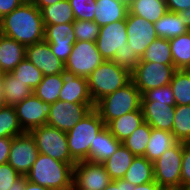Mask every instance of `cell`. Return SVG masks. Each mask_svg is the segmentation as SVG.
Segmentation results:
<instances>
[{"label": "cell", "instance_id": "obj_1", "mask_svg": "<svg viewBox=\"0 0 190 190\" xmlns=\"http://www.w3.org/2000/svg\"><path fill=\"white\" fill-rule=\"evenodd\" d=\"M0 33L24 46L43 41L44 24L41 11L32 1L22 2L0 19Z\"/></svg>", "mask_w": 190, "mask_h": 190}, {"label": "cell", "instance_id": "obj_2", "mask_svg": "<svg viewBox=\"0 0 190 190\" xmlns=\"http://www.w3.org/2000/svg\"><path fill=\"white\" fill-rule=\"evenodd\" d=\"M74 165L39 153L26 178L52 190H71Z\"/></svg>", "mask_w": 190, "mask_h": 190}, {"label": "cell", "instance_id": "obj_3", "mask_svg": "<svg viewBox=\"0 0 190 190\" xmlns=\"http://www.w3.org/2000/svg\"><path fill=\"white\" fill-rule=\"evenodd\" d=\"M106 125L93 108L72 129L66 132L68 149L76 161H90V145Z\"/></svg>", "mask_w": 190, "mask_h": 190}, {"label": "cell", "instance_id": "obj_4", "mask_svg": "<svg viewBox=\"0 0 190 190\" xmlns=\"http://www.w3.org/2000/svg\"><path fill=\"white\" fill-rule=\"evenodd\" d=\"M131 80V73L111 60H105L87 77L93 103L120 89Z\"/></svg>", "mask_w": 190, "mask_h": 190}, {"label": "cell", "instance_id": "obj_5", "mask_svg": "<svg viewBox=\"0 0 190 190\" xmlns=\"http://www.w3.org/2000/svg\"><path fill=\"white\" fill-rule=\"evenodd\" d=\"M140 108L141 93L132 80L120 89L104 96L95 103L94 107L105 125L113 119Z\"/></svg>", "mask_w": 190, "mask_h": 190}, {"label": "cell", "instance_id": "obj_6", "mask_svg": "<svg viewBox=\"0 0 190 190\" xmlns=\"http://www.w3.org/2000/svg\"><path fill=\"white\" fill-rule=\"evenodd\" d=\"M29 133L34 138L39 153L68 164L77 163L69 152L66 132L44 124Z\"/></svg>", "mask_w": 190, "mask_h": 190}, {"label": "cell", "instance_id": "obj_7", "mask_svg": "<svg viewBox=\"0 0 190 190\" xmlns=\"http://www.w3.org/2000/svg\"><path fill=\"white\" fill-rule=\"evenodd\" d=\"M182 142H176L153 162L154 180L163 189L181 188Z\"/></svg>", "mask_w": 190, "mask_h": 190}, {"label": "cell", "instance_id": "obj_8", "mask_svg": "<svg viewBox=\"0 0 190 190\" xmlns=\"http://www.w3.org/2000/svg\"><path fill=\"white\" fill-rule=\"evenodd\" d=\"M176 70L174 64L139 61L131 72V80L142 94L145 91L170 84Z\"/></svg>", "mask_w": 190, "mask_h": 190}, {"label": "cell", "instance_id": "obj_9", "mask_svg": "<svg viewBox=\"0 0 190 190\" xmlns=\"http://www.w3.org/2000/svg\"><path fill=\"white\" fill-rule=\"evenodd\" d=\"M105 59L92 41H76L65 62V70L87 78Z\"/></svg>", "mask_w": 190, "mask_h": 190}, {"label": "cell", "instance_id": "obj_10", "mask_svg": "<svg viewBox=\"0 0 190 190\" xmlns=\"http://www.w3.org/2000/svg\"><path fill=\"white\" fill-rule=\"evenodd\" d=\"M94 107V103H69L68 101L57 100L50 106L47 124L67 132Z\"/></svg>", "mask_w": 190, "mask_h": 190}, {"label": "cell", "instance_id": "obj_11", "mask_svg": "<svg viewBox=\"0 0 190 190\" xmlns=\"http://www.w3.org/2000/svg\"><path fill=\"white\" fill-rule=\"evenodd\" d=\"M111 181L102 163L79 161L73 167L71 190H104Z\"/></svg>", "mask_w": 190, "mask_h": 190}, {"label": "cell", "instance_id": "obj_12", "mask_svg": "<svg viewBox=\"0 0 190 190\" xmlns=\"http://www.w3.org/2000/svg\"><path fill=\"white\" fill-rule=\"evenodd\" d=\"M39 154L36 142L29 132H24L11 140L8 164L21 176H26Z\"/></svg>", "mask_w": 190, "mask_h": 190}, {"label": "cell", "instance_id": "obj_13", "mask_svg": "<svg viewBox=\"0 0 190 190\" xmlns=\"http://www.w3.org/2000/svg\"><path fill=\"white\" fill-rule=\"evenodd\" d=\"M50 103L42 101L34 93L16 104L15 110L19 124L24 132L47 124L50 114Z\"/></svg>", "mask_w": 190, "mask_h": 190}, {"label": "cell", "instance_id": "obj_14", "mask_svg": "<svg viewBox=\"0 0 190 190\" xmlns=\"http://www.w3.org/2000/svg\"><path fill=\"white\" fill-rule=\"evenodd\" d=\"M125 20L128 36L127 43L141 57L145 53L146 48L158 38L154 23L129 12Z\"/></svg>", "mask_w": 190, "mask_h": 190}, {"label": "cell", "instance_id": "obj_15", "mask_svg": "<svg viewBox=\"0 0 190 190\" xmlns=\"http://www.w3.org/2000/svg\"><path fill=\"white\" fill-rule=\"evenodd\" d=\"M44 41L49 43L52 52L65 63L76 42L73 22L44 25Z\"/></svg>", "mask_w": 190, "mask_h": 190}, {"label": "cell", "instance_id": "obj_16", "mask_svg": "<svg viewBox=\"0 0 190 190\" xmlns=\"http://www.w3.org/2000/svg\"><path fill=\"white\" fill-rule=\"evenodd\" d=\"M126 20L100 27L96 47L105 60H112L117 50L127 43Z\"/></svg>", "mask_w": 190, "mask_h": 190}, {"label": "cell", "instance_id": "obj_17", "mask_svg": "<svg viewBox=\"0 0 190 190\" xmlns=\"http://www.w3.org/2000/svg\"><path fill=\"white\" fill-rule=\"evenodd\" d=\"M25 58L32 62L43 76L61 74L65 70V63L52 52L49 43L44 40L26 46Z\"/></svg>", "mask_w": 190, "mask_h": 190}, {"label": "cell", "instance_id": "obj_18", "mask_svg": "<svg viewBox=\"0 0 190 190\" xmlns=\"http://www.w3.org/2000/svg\"><path fill=\"white\" fill-rule=\"evenodd\" d=\"M141 109L144 121L152 128L172 131L175 106L169 102L141 101Z\"/></svg>", "mask_w": 190, "mask_h": 190}, {"label": "cell", "instance_id": "obj_19", "mask_svg": "<svg viewBox=\"0 0 190 190\" xmlns=\"http://www.w3.org/2000/svg\"><path fill=\"white\" fill-rule=\"evenodd\" d=\"M61 76L64 83L58 100L69 103H93L88 90L87 78L76 76L67 70H64Z\"/></svg>", "mask_w": 190, "mask_h": 190}, {"label": "cell", "instance_id": "obj_20", "mask_svg": "<svg viewBox=\"0 0 190 190\" xmlns=\"http://www.w3.org/2000/svg\"><path fill=\"white\" fill-rule=\"evenodd\" d=\"M128 13L126 0H96L94 22L100 27L125 20Z\"/></svg>", "mask_w": 190, "mask_h": 190}, {"label": "cell", "instance_id": "obj_21", "mask_svg": "<svg viewBox=\"0 0 190 190\" xmlns=\"http://www.w3.org/2000/svg\"><path fill=\"white\" fill-rule=\"evenodd\" d=\"M26 46L0 33V68L11 73L25 59Z\"/></svg>", "mask_w": 190, "mask_h": 190}, {"label": "cell", "instance_id": "obj_22", "mask_svg": "<svg viewBox=\"0 0 190 190\" xmlns=\"http://www.w3.org/2000/svg\"><path fill=\"white\" fill-rule=\"evenodd\" d=\"M121 144L110 132L107 126L95 136L90 145V162L102 163L109 158Z\"/></svg>", "mask_w": 190, "mask_h": 190}, {"label": "cell", "instance_id": "obj_23", "mask_svg": "<svg viewBox=\"0 0 190 190\" xmlns=\"http://www.w3.org/2000/svg\"><path fill=\"white\" fill-rule=\"evenodd\" d=\"M144 122L142 109L140 108L111 120L106 126L112 135L122 143Z\"/></svg>", "mask_w": 190, "mask_h": 190}, {"label": "cell", "instance_id": "obj_24", "mask_svg": "<svg viewBox=\"0 0 190 190\" xmlns=\"http://www.w3.org/2000/svg\"><path fill=\"white\" fill-rule=\"evenodd\" d=\"M1 83L6 106H15L33 94V89L28 84L21 82L11 73H4Z\"/></svg>", "mask_w": 190, "mask_h": 190}, {"label": "cell", "instance_id": "obj_25", "mask_svg": "<svg viewBox=\"0 0 190 190\" xmlns=\"http://www.w3.org/2000/svg\"><path fill=\"white\" fill-rule=\"evenodd\" d=\"M165 0H131L128 2V12L155 23L167 13Z\"/></svg>", "mask_w": 190, "mask_h": 190}, {"label": "cell", "instance_id": "obj_26", "mask_svg": "<svg viewBox=\"0 0 190 190\" xmlns=\"http://www.w3.org/2000/svg\"><path fill=\"white\" fill-rule=\"evenodd\" d=\"M134 158L135 155L121 143L117 150L102 164L111 180L122 179Z\"/></svg>", "mask_w": 190, "mask_h": 190}, {"label": "cell", "instance_id": "obj_27", "mask_svg": "<svg viewBox=\"0 0 190 190\" xmlns=\"http://www.w3.org/2000/svg\"><path fill=\"white\" fill-rule=\"evenodd\" d=\"M182 17L175 12L167 13L154 23L158 38L171 39L188 33L190 30L183 24Z\"/></svg>", "mask_w": 190, "mask_h": 190}, {"label": "cell", "instance_id": "obj_28", "mask_svg": "<svg viewBox=\"0 0 190 190\" xmlns=\"http://www.w3.org/2000/svg\"><path fill=\"white\" fill-rule=\"evenodd\" d=\"M122 179L135 186L155 181L153 162L144 156H135Z\"/></svg>", "mask_w": 190, "mask_h": 190}, {"label": "cell", "instance_id": "obj_29", "mask_svg": "<svg viewBox=\"0 0 190 190\" xmlns=\"http://www.w3.org/2000/svg\"><path fill=\"white\" fill-rule=\"evenodd\" d=\"M176 142L177 141L175 140L172 132L151 127V135L146 146L144 157L149 161L154 162Z\"/></svg>", "mask_w": 190, "mask_h": 190}, {"label": "cell", "instance_id": "obj_30", "mask_svg": "<svg viewBox=\"0 0 190 190\" xmlns=\"http://www.w3.org/2000/svg\"><path fill=\"white\" fill-rule=\"evenodd\" d=\"M44 25L64 24L74 22V14L69 0H61L41 10Z\"/></svg>", "mask_w": 190, "mask_h": 190}, {"label": "cell", "instance_id": "obj_31", "mask_svg": "<svg viewBox=\"0 0 190 190\" xmlns=\"http://www.w3.org/2000/svg\"><path fill=\"white\" fill-rule=\"evenodd\" d=\"M173 64L176 69H190V32L169 39Z\"/></svg>", "mask_w": 190, "mask_h": 190}, {"label": "cell", "instance_id": "obj_32", "mask_svg": "<svg viewBox=\"0 0 190 190\" xmlns=\"http://www.w3.org/2000/svg\"><path fill=\"white\" fill-rule=\"evenodd\" d=\"M63 83L61 74L43 76L33 93L42 101L53 104L58 100Z\"/></svg>", "mask_w": 190, "mask_h": 190}, {"label": "cell", "instance_id": "obj_33", "mask_svg": "<svg viewBox=\"0 0 190 190\" xmlns=\"http://www.w3.org/2000/svg\"><path fill=\"white\" fill-rule=\"evenodd\" d=\"M172 89L176 105L190 104V70L177 69L171 79Z\"/></svg>", "mask_w": 190, "mask_h": 190}, {"label": "cell", "instance_id": "obj_34", "mask_svg": "<svg viewBox=\"0 0 190 190\" xmlns=\"http://www.w3.org/2000/svg\"><path fill=\"white\" fill-rule=\"evenodd\" d=\"M171 132L177 142H190V104L175 105Z\"/></svg>", "mask_w": 190, "mask_h": 190}, {"label": "cell", "instance_id": "obj_35", "mask_svg": "<svg viewBox=\"0 0 190 190\" xmlns=\"http://www.w3.org/2000/svg\"><path fill=\"white\" fill-rule=\"evenodd\" d=\"M140 61L173 64L168 39L157 38L145 50Z\"/></svg>", "mask_w": 190, "mask_h": 190}, {"label": "cell", "instance_id": "obj_36", "mask_svg": "<svg viewBox=\"0 0 190 190\" xmlns=\"http://www.w3.org/2000/svg\"><path fill=\"white\" fill-rule=\"evenodd\" d=\"M150 135L151 126L147 122H144L137 127L132 134L122 142V144L135 156H144Z\"/></svg>", "mask_w": 190, "mask_h": 190}, {"label": "cell", "instance_id": "obj_37", "mask_svg": "<svg viewBox=\"0 0 190 190\" xmlns=\"http://www.w3.org/2000/svg\"><path fill=\"white\" fill-rule=\"evenodd\" d=\"M24 131L21 128L14 106H5L0 109V137L13 138Z\"/></svg>", "mask_w": 190, "mask_h": 190}, {"label": "cell", "instance_id": "obj_38", "mask_svg": "<svg viewBox=\"0 0 190 190\" xmlns=\"http://www.w3.org/2000/svg\"><path fill=\"white\" fill-rule=\"evenodd\" d=\"M11 74L21 82L28 84L33 90L43 79V73L26 58L15 67Z\"/></svg>", "mask_w": 190, "mask_h": 190}, {"label": "cell", "instance_id": "obj_39", "mask_svg": "<svg viewBox=\"0 0 190 190\" xmlns=\"http://www.w3.org/2000/svg\"><path fill=\"white\" fill-rule=\"evenodd\" d=\"M74 34L76 41L96 42L100 31V26L94 21L75 20L73 22Z\"/></svg>", "mask_w": 190, "mask_h": 190}, {"label": "cell", "instance_id": "obj_40", "mask_svg": "<svg viewBox=\"0 0 190 190\" xmlns=\"http://www.w3.org/2000/svg\"><path fill=\"white\" fill-rule=\"evenodd\" d=\"M140 60L141 57L130 48L128 43H126L121 50L119 49L116 51L111 61L127 69L131 73Z\"/></svg>", "mask_w": 190, "mask_h": 190}, {"label": "cell", "instance_id": "obj_41", "mask_svg": "<svg viewBox=\"0 0 190 190\" xmlns=\"http://www.w3.org/2000/svg\"><path fill=\"white\" fill-rule=\"evenodd\" d=\"M75 20H94L96 0H69Z\"/></svg>", "mask_w": 190, "mask_h": 190}, {"label": "cell", "instance_id": "obj_42", "mask_svg": "<svg viewBox=\"0 0 190 190\" xmlns=\"http://www.w3.org/2000/svg\"><path fill=\"white\" fill-rule=\"evenodd\" d=\"M141 101H161L169 102L172 106L176 105L170 84L143 92Z\"/></svg>", "mask_w": 190, "mask_h": 190}, {"label": "cell", "instance_id": "obj_43", "mask_svg": "<svg viewBox=\"0 0 190 190\" xmlns=\"http://www.w3.org/2000/svg\"><path fill=\"white\" fill-rule=\"evenodd\" d=\"M21 175L8 163L0 165V190H10Z\"/></svg>", "mask_w": 190, "mask_h": 190}, {"label": "cell", "instance_id": "obj_44", "mask_svg": "<svg viewBox=\"0 0 190 190\" xmlns=\"http://www.w3.org/2000/svg\"><path fill=\"white\" fill-rule=\"evenodd\" d=\"M190 186V142H182L181 188Z\"/></svg>", "mask_w": 190, "mask_h": 190}, {"label": "cell", "instance_id": "obj_45", "mask_svg": "<svg viewBox=\"0 0 190 190\" xmlns=\"http://www.w3.org/2000/svg\"><path fill=\"white\" fill-rule=\"evenodd\" d=\"M165 2L170 12L179 13L190 7V0H165Z\"/></svg>", "mask_w": 190, "mask_h": 190}, {"label": "cell", "instance_id": "obj_46", "mask_svg": "<svg viewBox=\"0 0 190 190\" xmlns=\"http://www.w3.org/2000/svg\"><path fill=\"white\" fill-rule=\"evenodd\" d=\"M22 0H0V19L15 10Z\"/></svg>", "mask_w": 190, "mask_h": 190}, {"label": "cell", "instance_id": "obj_47", "mask_svg": "<svg viewBox=\"0 0 190 190\" xmlns=\"http://www.w3.org/2000/svg\"><path fill=\"white\" fill-rule=\"evenodd\" d=\"M12 138L0 137V165L7 163Z\"/></svg>", "mask_w": 190, "mask_h": 190}, {"label": "cell", "instance_id": "obj_48", "mask_svg": "<svg viewBox=\"0 0 190 190\" xmlns=\"http://www.w3.org/2000/svg\"><path fill=\"white\" fill-rule=\"evenodd\" d=\"M104 190H131V183L124 179L112 180Z\"/></svg>", "mask_w": 190, "mask_h": 190}, {"label": "cell", "instance_id": "obj_49", "mask_svg": "<svg viewBox=\"0 0 190 190\" xmlns=\"http://www.w3.org/2000/svg\"><path fill=\"white\" fill-rule=\"evenodd\" d=\"M131 190H164L157 182H149L142 185H132Z\"/></svg>", "mask_w": 190, "mask_h": 190}, {"label": "cell", "instance_id": "obj_50", "mask_svg": "<svg viewBox=\"0 0 190 190\" xmlns=\"http://www.w3.org/2000/svg\"><path fill=\"white\" fill-rule=\"evenodd\" d=\"M61 0H32L33 4L41 10L43 7L50 6L54 3H58Z\"/></svg>", "mask_w": 190, "mask_h": 190}, {"label": "cell", "instance_id": "obj_51", "mask_svg": "<svg viewBox=\"0 0 190 190\" xmlns=\"http://www.w3.org/2000/svg\"><path fill=\"white\" fill-rule=\"evenodd\" d=\"M26 183V176H21L18 180H16L13 185H11L10 190H24Z\"/></svg>", "mask_w": 190, "mask_h": 190}, {"label": "cell", "instance_id": "obj_52", "mask_svg": "<svg viewBox=\"0 0 190 190\" xmlns=\"http://www.w3.org/2000/svg\"><path fill=\"white\" fill-rule=\"evenodd\" d=\"M178 14L182 17L183 24L187 26L188 29L190 30V7L186 10L179 12Z\"/></svg>", "mask_w": 190, "mask_h": 190}, {"label": "cell", "instance_id": "obj_53", "mask_svg": "<svg viewBox=\"0 0 190 190\" xmlns=\"http://www.w3.org/2000/svg\"><path fill=\"white\" fill-rule=\"evenodd\" d=\"M24 190H52V189L45 188V187H42V186L39 185V184L30 182V181L27 180V178H26V183H25V189H24Z\"/></svg>", "mask_w": 190, "mask_h": 190}, {"label": "cell", "instance_id": "obj_54", "mask_svg": "<svg viewBox=\"0 0 190 190\" xmlns=\"http://www.w3.org/2000/svg\"><path fill=\"white\" fill-rule=\"evenodd\" d=\"M5 101H4V95H3V90H2V83L0 81V109L5 107Z\"/></svg>", "mask_w": 190, "mask_h": 190}, {"label": "cell", "instance_id": "obj_55", "mask_svg": "<svg viewBox=\"0 0 190 190\" xmlns=\"http://www.w3.org/2000/svg\"><path fill=\"white\" fill-rule=\"evenodd\" d=\"M179 190H190V186L182 187V188H180Z\"/></svg>", "mask_w": 190, "mask_h": 190}, {"label": "cell", "instance_id": "obj_56", "mask_svg": "<svg viewBox=\"0 0 190 190\" xmlns=\"http://www.w3.org/2000/svg\"><path fill=\"white\" fill-rule=\"evenodd\" d=\"M3 72H2V70H1V68H0V81L2 80V77H3Z\"/></svg>", "mask_w": 190, "mask_h": 190}]
</instances>
